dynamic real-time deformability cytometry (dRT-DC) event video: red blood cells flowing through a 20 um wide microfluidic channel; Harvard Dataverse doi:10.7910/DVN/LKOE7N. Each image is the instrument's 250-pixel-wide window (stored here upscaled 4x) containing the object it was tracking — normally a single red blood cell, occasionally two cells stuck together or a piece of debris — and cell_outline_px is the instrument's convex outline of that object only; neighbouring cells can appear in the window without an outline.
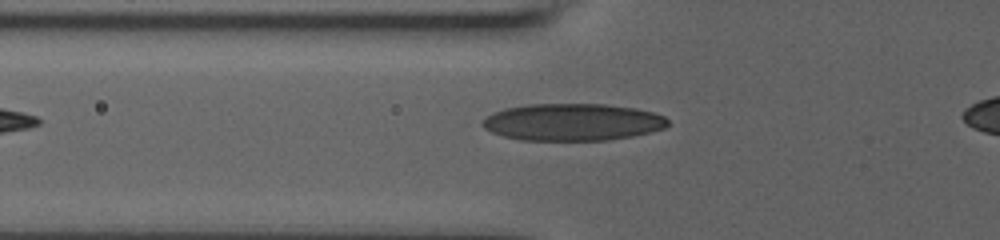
{"species": "human", "species_latin": "Homo sapiens", "temperature_condition": "room temperature", "stored_images_in_passage": 33, "camera_frame_rate_fps": 3000, "um_per_image_px": 0.085, "donor": {"sex": "male"}, "frame": {"image": 1, "passage_image": 2, "time_ms": 0.333, "image_size_px": [1000, 240], "cell_outline_px": [[668, 124], [664, 128], [632, 136], [608, 140], [520, 140], [504, 136], [492, 132], [484, 128], [480, 124], [492, 112], [504, 108], [528, 104], [608, 104], [636, 108], [652, 112], [664, 116], [668, 120]], "centroid_in_image_um": [48.65, 10.37], "position_along_channel_um": 77.2, "area_um2": 40.11}}
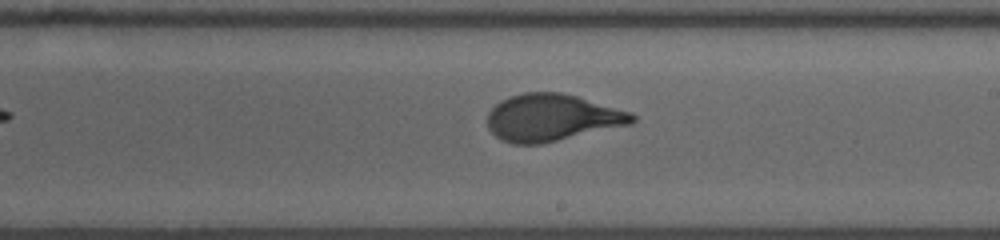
{"frame": {"image": 2, "passage_image": 15, "time_ms": 4.667, "image_size_px": [1000, 240], "cell_outline_px": [[636, 120], [632, 124], [544, 144], [512, 144], [500, 140], [488, 128], [488, 112], [500, 100], [508, 96], [524, 92], [560, 92], [576, 96], [632, 112], [636, 116]], "centroid_in_image_um": [46.92, 10.01], "position_along_channel_um": 242.1, "area_um2": 40.06}}
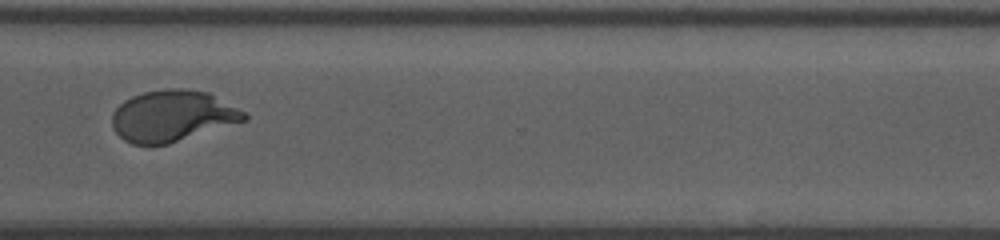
{"frame": {"image": 3, "passage_image": 24, "time_ms": 7.667, "image_size_px": [1000, 240], "cell_outline_px": [[248, 120], [168, 144], [132, 144], [124, 140], [112, 128], [112, 112], [124, 100], [132, 96], [144, 92], [168, 88], [184, 88], [208, 92], [244, 112], [248, 116]], "centroid_in_image_um": [14.64, 9.85], "position_along_channel_um": 356.0, "area_um2": 39.36}}